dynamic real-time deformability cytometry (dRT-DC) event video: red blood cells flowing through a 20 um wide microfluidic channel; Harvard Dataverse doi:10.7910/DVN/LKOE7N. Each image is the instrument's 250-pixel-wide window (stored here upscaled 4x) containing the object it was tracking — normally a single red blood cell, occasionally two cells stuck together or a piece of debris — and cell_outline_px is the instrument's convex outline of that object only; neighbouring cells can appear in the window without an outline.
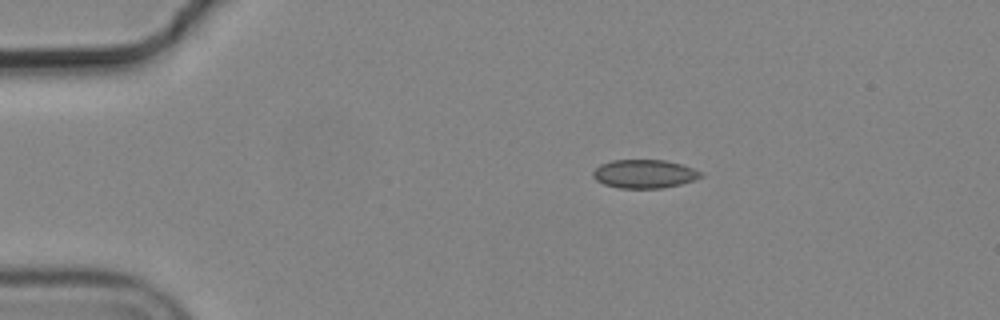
{"species": "common noctule bat (a hibernating species)", "species_latin": "Nyctalus noctula", "temperature_condition": "cold", "stored_images_in_passage": 2, "camera_frame_rate_fps": 3000, "um_per_image_px": 0.085, "animal": {"sex": "male", "body_mass_g": 19.2, "forearm_length_mm": 51.8}, "frame": {"image": 1, "passage_image": 1, "time_ms": 0.0, "image_size_px": [1000, 320], "cell_outline_px": [[704, 176], [680, 184], [660, 188], [620, 188], [604, 184], [596, 180], [592, 176], [592, 172], [600, 164], [612, 160], [664, 160], [680, 164], [692, 168], [700, 172]], "centroid_in_image_um": [54.73, 14.78], "position_along_channel_um": 30.3, "area_um2": 17.74}}